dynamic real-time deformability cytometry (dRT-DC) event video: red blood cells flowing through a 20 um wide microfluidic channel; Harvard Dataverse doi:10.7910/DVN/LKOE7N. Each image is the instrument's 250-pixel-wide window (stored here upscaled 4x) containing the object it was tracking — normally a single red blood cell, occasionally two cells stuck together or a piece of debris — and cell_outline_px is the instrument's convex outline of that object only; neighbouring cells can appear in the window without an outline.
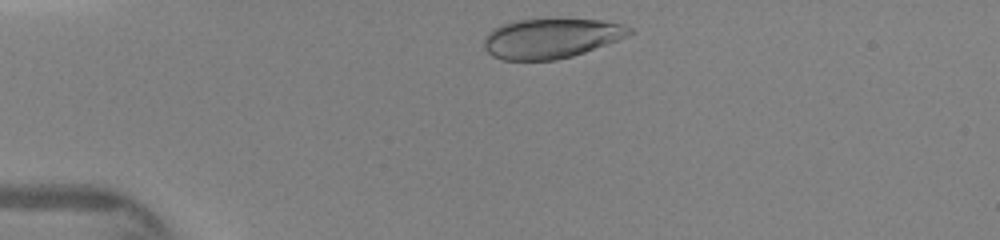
{"species": "human", "species_latin": "Homo sapiens", "temperature_condition": "warm", "stored_images_in_passage": 41, "camera_frame_rate_fps": 3000, "um_per_image_px": 0.085, "donor": {"sex": "female"}, "frame": {"image": 1, "passage_image": 3, "time_ms": 0.333, "image_size_px": [1000, 240], "cell_outline_px": [[636, 32], [628, 36], [584, 52], [572, 56], [556, 60], [504, 60], [492, 56], [484, 48], [484, 40], [488, 32], [504, 24], [520, 20], [556, 16], [600, 20], [620, 24], [632, 28]], "centroid_in_image_um": [46.87, 3.22], "position_along_channel_um": 38.1, "area_um2": 34.39}}
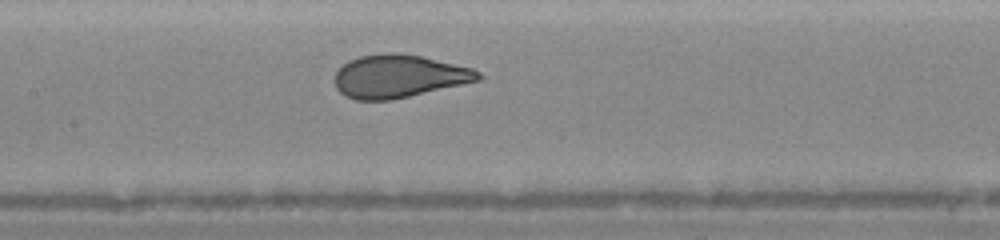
{"frame": {"image": 2, "passage_image": 18, "time_ms": 4.333, "image_size_px": [1000, 240], "cell_outline_px": [[484, 76], [480, 80], [392, 100], [356, 100], [344, 96], [336, 88], [336, 72], [348, 60], [360, 56], [388, 52], [392, 52], [420, 56], [472, 68], [480, 72]], "centroid_in_image_um": [33.9, 6.49], "position_along_channel_um": 173.5, "area_um2": 35.72}}
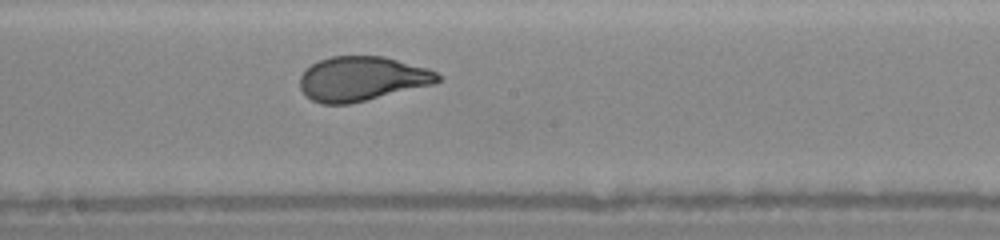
{"frame": {"image": 3, "passage_image": 22, "time_ms": 5.333, "image_size_px": [1000, 240], "cell_outline_px": [[444, 80], [432, 84], [348, 104], [320, 104], [312, 100], [300, 88], [300, 76], [312, 64], [320, 60], [332, 56], [384, 56], [428, 68], [444, 76]], "centroid_in_image_um": [30.79, 6.68], "position_along_channel_um": 217.4, "area_um2": 35.49}}